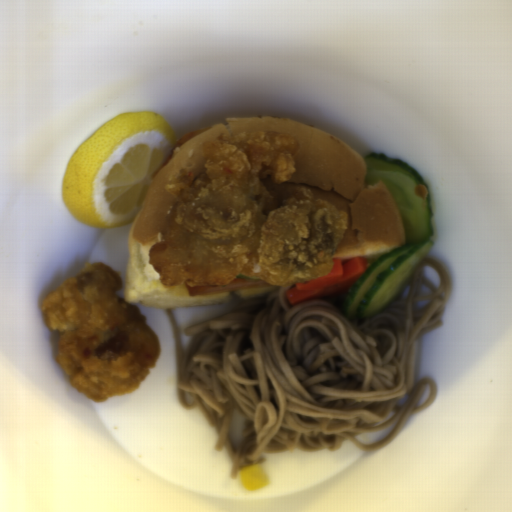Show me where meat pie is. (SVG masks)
Instances as JSON below:
<instances>
[{"mask_svg":"<svg viewBox=\"0 0 512 512\" xmlns=\"http://www.w3.org/2000/svg\"><path fill=\"white\" fill-rule=\"evenodd\" d=\"M187 291L191 296H202L209 294H217L224 292H232L236 290L248 289V288H267L273 286L262 280H247L238 277H234L233 281L227 285H186Z\"/></svg>","mask_w":512,"mask_h":512,"instance_id":"obj_1","label":"meat pie"},{"mask_svg":"<svg viewBox=\"0 0 512 512\" xmlns=\"http://www.w3.org/2000/svg\"><path fill=\"white\" fill-rule=\"evenodd\" d=\"M211 129V126L210 127H204V128H201V129H197V130H194L192 132H189L187 134H184L182 135L180 138H178L174 145L172 146V148L170 149L165 161L162 163V165L157 168L153 174V178L169 163V161L174 157V153H175V148L176 147H180L181 145L185 144L186 142H188L189 140L193 139L194 137L200 135L201 133L207 131Z\"/></svg>","mask_w":512,"mask_h":512,"instance_id":"obj_2","label":"meat pie"}]
</instances>
